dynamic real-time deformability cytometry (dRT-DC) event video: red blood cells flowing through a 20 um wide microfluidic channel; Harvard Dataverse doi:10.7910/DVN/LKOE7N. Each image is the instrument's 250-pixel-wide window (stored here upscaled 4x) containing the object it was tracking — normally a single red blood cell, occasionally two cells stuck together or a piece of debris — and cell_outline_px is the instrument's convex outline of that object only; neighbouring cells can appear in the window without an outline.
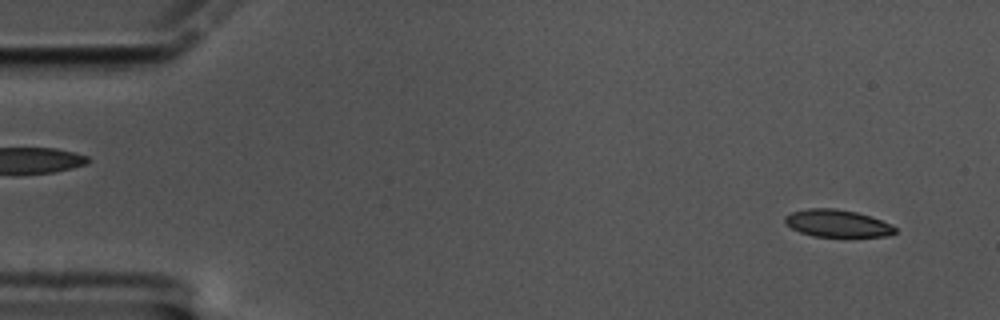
{"species": "common noctule bat (a hibernating species)", "species_latin": "Nyctalus noctula", "temperature_condition": "cold", "stored_images_in_passage": 60, "camera_frame_rate_fps": 3000, "um_per_image_px": 0.085, "animal": {"sex": "male", "body_mass_g": 17.5, "forearm_length_mm": 52.3}, "frame": {"image": 1, "passage_image": 4, "time_ms": 1.0, "image_size_px": [1000, 320], "cell_outline_px": [[896, 232], [888, 236], [812, 236], [800, 232], [792, 228], [784, 220], [784, 216], [792, 212], [808, 208], [832, 208], [856, 212], [892, 224], [896, 228]], "centroid_in_image_um": [71.16, 18.98], "position_along_channel_um": 13.8, "area_um2": 17.28}}
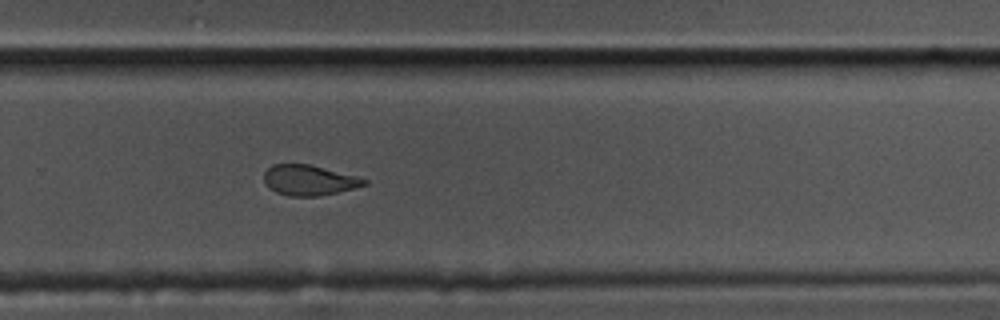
{"frame": {"image": 2, "passage_image": 40, "time_ms": 13.0, "image_size_px": [1000, 320], "cell_outline_px": [[368, 184], [336, 192], [316, 196], [288, 196], [276, 192], [268, 188], [264, 184], [264, 172], [272, 164], [308, 164], [356, 176], [368, 180]], "centroid_in_image_um": [26.21, 15.31], "position_along_channel_um": 303.6, "area_um2": 17.57}}
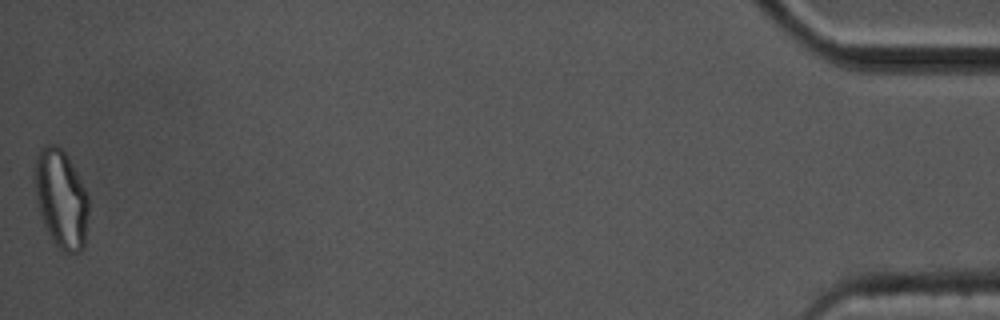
{"frame": {"image": 3, "passage_image": 60, "time_ms": 19.667, "image_size_px": [1000, 320], "cell_outline_px": [[88, 212], [84, 248], [80, 252], [64, 252], [52, 240], [40, 216], [36, 200], [32, 176], [32, 168], [36, 156], [40, 148], [44, 144], [56, 144], [68, 156], [88, 192]], "centroid_in_image_um": [5.16, 16.84], "position_along_channel_um": 430.0, "area_um2": 31.62}, "authors_computed_cell_mechanics": {"area_um2": 18.9584, "velocity_mm_per_s": 3.3372, "shape_relaxation_time_tau1_ms": 5.7396, "shape_relaxation_time_tau2_ms": 2.1339, "deformation_change_tau1": 0.1591, "deformation_change_tau2": 0.0849}}